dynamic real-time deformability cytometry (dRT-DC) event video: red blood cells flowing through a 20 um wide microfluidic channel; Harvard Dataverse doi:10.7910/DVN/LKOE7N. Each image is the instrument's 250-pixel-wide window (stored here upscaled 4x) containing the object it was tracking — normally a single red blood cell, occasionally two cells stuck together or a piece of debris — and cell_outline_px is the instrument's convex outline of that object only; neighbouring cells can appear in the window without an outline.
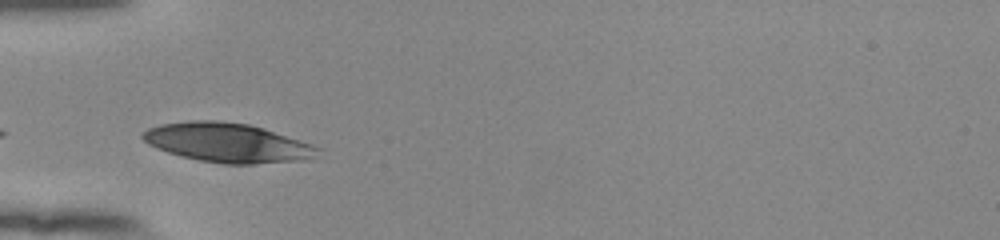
{"species": "human", "species_latin": "Homo sapiens", "temperature_condition": "room temperature", "stored_images_in_passage": 15, "camera_frame_rate_fps": 3000, "um_per_image_px": 0.085, "donor": {"sex": "female"}, "frame": {"image": 1, "passage_image": 1, "time_ms": 0.0, "image_size_px": [1000, 240], "cell_outline_px": [[320, 148], [312, 156], [304, 160], [252, 164], [224, 164], [200, 160], [180, 156], [156, 148], [148, 144], [140, 136], [148, 128], [160, 124], [188, 120], [216, 120], [248, 124], [264, 128], [312, 144]], "centroid_in_image_um": [19.28, 12.12], "position_along_channel_um": 65.7, "area_um2": 39.88}}
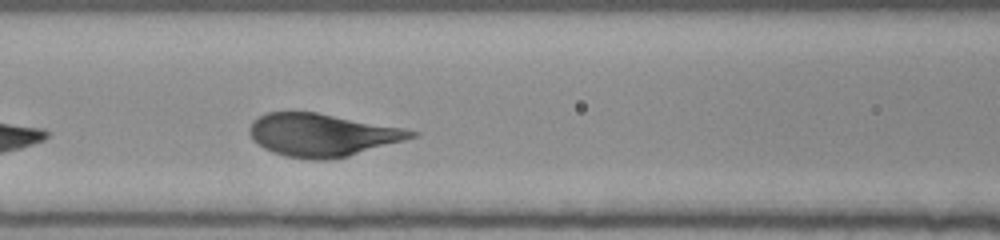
{"frame": {"image": 2, "passage_image": 7, "time_ms": 2.0, "image_size_px": [1000, 240], "cell_outline_px": [[420, 136], [348, 156], [324, 160], [312, 160], [288, 156], [272, 152], [264, 148], [252, 140], [248, 132], [248, 128], [252, 120], [268, 112], [316, 112], [404, 128], [420, 132]], "centroid_in_image_um": [27.38, 11.47], "position_along_channel_um": 139.2, "area_um2": 40.34}}
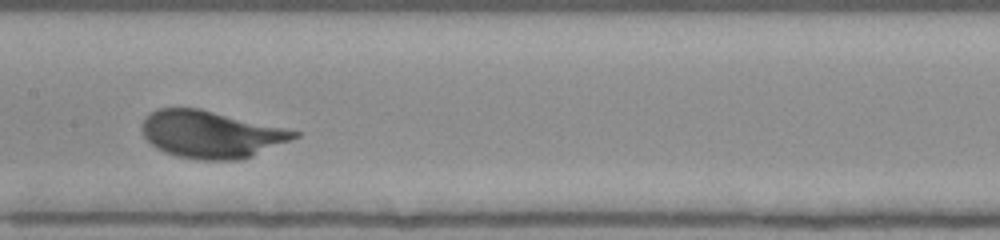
{"frame": {"image": 3, "passage_image": 11, "time_ms": 3.333, "image_size_px": [1000, 240], "cell_outline_px": [[300, 136], [252, 156], [240, 160], [196, 160], [176, 156], [164, 152], [156, 148], [144, 136], [144, 116], [156, 108], [200, 108], [284, 128], [300, 132]], "centroid_in_image_um": [17.92, 11.42], "position_along_channel_um": 189.5, "area_um2": 41.67}}